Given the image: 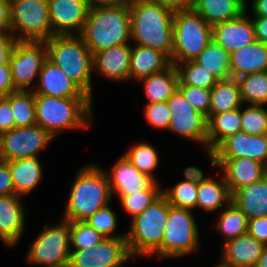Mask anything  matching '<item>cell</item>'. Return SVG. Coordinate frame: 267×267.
Listing matches in <instances>:
<instances>
[{"mask_svg": "<svg viewBox=\"0 0 267 267\" xmlns=\"http://www.w3.org/2000/svg\"><path fill=\"white\" fill-rule=\"evenodd\" d=\"M129 9L131 42L160 50L171 59L175 11L149 0H131Z\"/></svg>", "mask_w": 267, "mask_h": 267, "instance_id": "1", "label": "cell"}, {"mask_svg": "<svg viewBox=\"0 0 267 267\" xmlns=\"http://www.w3.org/2000/svg\"><path fill=\"white\" fill-rule=\"evenodd\" d=\"M92 54L131 41L129 3L120 6H91L80 34Z\"/></svg>", "mask_w": 267, "mask_h": 267, "instance_id": "2", "label": "cell"}, {"mask_svg": "<svg viewBox=\"0 0 267 267\" xmlns=\"http://www.w3.org/2000/svg\"><path fill=\"white\" fill-rule=\"evenodd\" d=\"M112 201L104 168L95 163L80 167L72 183L62 219L84 221Z\"/></svg>", "mask_w": 267, "mask_h": 267, "instance_id": "3", "label": "cell"}, {"mask_svg": "<svg viewBox=\"0 0 267 267\" xmlns=\"http://www.w3.org/2000/svg\"><path fill=\"white\" fill-rule=\"evenodd\" d=\"M92 100L35 94L36 124L54 138L66 130H87L94 123Z\"/></svg>", "mask_w": 267, "mask_h": 267, "instance_id": "4", "label": "cell"}, {"mask_svg": "<svg viewBox=\"0 0 267 267\" xmlns=\"http://www.w3.org/2000/svg\"><path fill=\"white\" fill-rule=\"evenodd\" d=\"M47 59L92 99L93 54L80 35H53L45 41Z\"/></svg>", "mask_w": 267, "mask_h": 267, "instance_id": "5", "label": "cell"}, {"mask_svg": "<svg viewBox=\"0 0 267 267\" xmlns=\"http://www.w3.org/2000/svg\"><path fill=\"white\" fill-rule=\"evenodd\" d=\"M169 203L161 195L139 215L131 219L126 241L133 258L150 257L161 246L167 223Z\"/></svg>", "mask_w": 267, "mask_h": 267, "instance_id": "6", "label": "cell"}, {"mask_svg": "<svg viewBox=\"0 0 267 267\" xmlns=\"http://www.w3.org/2000/svg\"><path fill=\"white\" fill-rule=\"evenodd\" d=\"M212 41L210 26L193 8L175 11L171 64L192 61Z\"/></svg>", "mask_w": 267, "mask_h": 267, "instance_id": "7", "label": "cell"}, {"mask_svg": "<svg viewBox=\"0 0 267 267\" xmlns=\"http://www.w3.org/2000/svg\"><path fill=\"white\" fill-rule=\"evenodd\" d=\"M199 228L193 211L169 204L161 246L152 254L160 258H181L200 247Z\"/></svg>", "mask_w": 267, "mask_h": 267, "instance_id": "8", "label": "cell"}, {"mask_svg": "<svg viewBox=\"0 0 267 267\" xmlns=\"http://www.w3.org/2000/svg\"><path fill=\"white\" fill-rule=\"evenodd\" d=\"M70 221L61 218L56 225L46 224L31 242L26 260L44 267H68L70 259Z\"/></svg>", "mask_w": 267, "mask_h": 267, "instance_id": "9", "label": "cell"}, {"mask_svg": "<svg viewBox=\"0 0 267 267\" xmlns=\"http://www.w3.org/2000/svg\"><path fill=\"white\" fill-rule=\"evenodd\" d=\"M9 2L11 33L17 41H47L54 35L49 18L48 0Z\"/></svg>", "mask_w": 267, "mask_h": 267, "instance_id": "10", "label": "cell"}, {"mask_svg": "<svg viewBox=\"0 0 267 267\" xmlns=\"http://www.w3.org/2000/svg\"><path fill=\"white\" fill-rule=\"evenodd\" d=\"M54 137L37 124L13 128L0 134V160L13 161L22 158L38 157Z\"/></svg>", "mask_w": 267, "mask_h": 267, "instance_id": "11", "label": "cell"}, {"mask_svg": "<svg viewBox=\"0 0 267 267\" xmlns=\"http://www.w3.org/2000/svg\"><path fill=\"white\" fill-rule=\"evenodd\" d=\"M47 59L45 41H16L9 57L12 80L17 90H29Z\"/></svg>", "mask_w": 267, "mask_h": 267, "instance_id": "12", "label": "cell"}, {"mask_svg": "<svg viewBox=\"0 0 267 267\" xmlns=\"http://www.w3.org/2000/svg\"><path fill=\"white\" fill-rule=\"evenodd\" d=\"M171 110L168 131L207 149L208 117L196 111L177 89L167 100Z\"/></svg>", "mask_w": 267, "mask_h": 267, "instance_id": "13", "label": "cell"}, {"mask_svg": "<svg viewBox=\"0 0 267 267\" xmlns=\"http://www.w3.org/2000/svg\"><path fill=\"white\" fill-rule=\"evenodd\" d=\"M70 251L68 267H123L134 259L126 238H105L94 247Z\"/></svg>", "mask_w": 267, "mask_h": 267, "instance_id": "14", "label": "cell"}, {"mask_svg": "<svg viewBox=\"0 0 267 267\" xmlns=\"http://www.w3.org/2000/svg\"><path fill=\"white\" fill-rule=\"evenodd\" d=\"M205 150L212 167L222 171L231 194L266 176L265 165L258 161L249 158H216L213 150Z\"/></svg>", "mask_w": 267, "mask_h": 267, "instance_id": "15", "label": "cell"}, {"mask_svg": "<svg viewBox=\"0 0 267 267\" xmlns=\"http://www.w3.org/2000/svg\"><path fill=\"white\" fill-rule=\"evenodd\" d=\"M49 18L54 35H80L90 4L88 0H48Z\"/></svg>", "mask_w": 267, "mask_h": 267, "instance_id": "16", "label": "cell"}, {"mask_svg": "<svg viewBox=\"0 0 267 267\" xmlns=\"http://www.w3.org/2000/svg\"><path fill=\"white\" fill-rule=\"evenodd\" d=\"M246 11L239 17L216 24L212 27V39L229 54L256 40L253 22Z\"/></svg>", "mask_w": 267, "mask_h": 267, "instance_id": "17", "label": "cell"}, {"mask_svg": "<svg viewBox=\"0 0 267 267\" xmlns=\"http://www.w3.org/2000/svg\"><path fill=\"white\" fill-rule=\"evenodd\" d=\"M216 158H249L265 165L267 134L249 135L243 131L226 138L215 150Z\"/></svg>", "mask_w": 267, "mask_h": 267, "instance_id": "18", "label": "cell"}, {"mask_svg": "<svg viewBox=\"0 0 267 267\" xmlns=\"http://www.w3.org/2000/svg\"><path fill=\"white\" fill-rule=\"evenodd\" d=\"M31 90L34 94L58 98H90L88 97L64 71L46 59L39 73L38 82Z\"/></svg>", "mask_w": 267, "mask_h": 267, "instance_id": "19", "label": "cell"}, {"mask_svg": "<svg viewBox=\"0 0 267 267\" xmlns=\"http://www.w3.org/2000/svg\"><path fill=\"white\" fill-rule=\"evenodd\" d=\"M22 200L17 194L0 196V241L8 247L16 246L26 230Z\"/></svg>", "mask_w": 267, "mask_h": 267, "instance_id": "20", "label": "cell"}, {"mask_svg": "<svg viewBox=\"0 0 267 267\" xmlns=\"http://www.w3.org/2000/svg\"><path fill=\"white\" fill-rule=\"evenodd\" d=\"M111 170V171H110ZM109 171L104 169L112 197L129 195L148 189L155 181L142 174L122 154Z\"/></svg>", "mask_w": 267, "mask_h": 267, "instance_id": "21", "label": "cell"}, {"mask_svg": "<svg viewBox=\"0 0 267 267\" xmlns=\"http://www.w3.org/2000/svg\"><path fill=\"white\" fill-rule=\"evenodd\" d=\"M132 45L113 46L93 54V71L114 82L129 80Z\"/></svg>", "mask_w": 267, "mask_h": 267, "instance_id": "22", "label": "cell"}, {"mask_svg": "<svg viewBox=\"0 0 267 267\" xmlns=\"http://www.w3.org/2000/svg\"><path fill=\"white\" fill-rule=\"evenodd\" d=\"M222 244L220 261L230 267H255L264 247L248 233Z\"/></svg>", "mask_w": 267, "mask_h": 267, "instance_id": "23", "label": "cell"}, {"mask_svg": "<svg viewBox=\"0 0 267 267\" xmlns=\"http://www.w3.org/2000/svg\"><path fill=\"white\" fill-rule=\"evenodd\" d=\"M170 65V58L162 51L132 43L129 80L138 82L167 69Z\"/></svg>", "mask_w": 267, "mask_h": 267, "instance_id": "24", "label": "cell"}, {"mask_svg": "<svg viewBox=\"0 0 267 267\" xmlns=\"http://www.w3.org/2000/svg\"><path fill=\"white\" fill-rule=\"evenodd\" d=\"M231 78L267 71V46L255 40L230 54Z\"/></svg>", "mask_w": 267, "mask_h": 267, "instance_id": "25", "label": "cell"}, {"mask_svg": "<svg viewBox=\"0 0 267 267\" xmlns=\"http://www.w3.org/2000/svg\"><path fill=\"white\" fill-rule=\"evenodd\" d=\"M232 202L248 220L267 216V175L260 181L238 189L232 194Z\"/></svg>", "mask_w": 267, "mask_h": 267, "instance_id": "26", "label": "cell"}, {"mask_svg": "<svg viewBox=\"0 0 267 267\" xmlns=\"http://www.w3.org/2000/svg\"><path fill=\"white\" fill-rule=\"evenodd\" d=\"M192 8L213 27L244 13L246 0H194Z\"/></svg>", "mask_w": 267, "mask_h": 267, "instance_id": "27", "label": "cell"}, {"mask_svg": "<svg viewBox=\"0 0 267 267\" xmlns=\"http://www.w3.org/2000/svg\"><path fill=\"white\" fill-rule=\"evenodd\" d=\"M15 193L24 198L41 182L43 168L39 157L8 161Z\"/></svg>", "mask_w": 267, "mask_h": 267, "instance_id": "28", "label": "cell"}, {"mask_svg": "<svg viewBox=\"0 0 267 267\" xmlns=\"http://www.w3.org/2000/svg\"><path fill=\"white\" fill-rule=\"evenodd\" d=\"M196 197V209H202L207 213L220 211L232 202V194L223 174L219 179L210 177L199 183Z\"/></svg>", "mask_w": 267, "mask_h": 267, "instance_id": "29", "label": "cell"}, {"mask_svg": "<svg viewBox=\"0 0 267 267\" xmlns=\"http://www.w3.org/2000/svg\"><path fill=\"white\" fill-rule=\"evenodd\" d=\"M144 86L147 103L167 101L178 87V74L171 64L167 69L139 80Z\"/></svg>", "mask_w": 267, "mask_h": 267, "instance_id": "30", "label": "cell"}, {"mask_svg": "<svg viewBox=\"0 0 267 267\" xmlns=\"http://www.w3.org/2000/svg\"><path fill=\"white\" fill-rule=\"evenodd\" d=\"M243 104L240 87L235 78L218 80L211 88L209 119L214 114L241 108Z\"/></svg>", "mask_w": 267, "mask_h": 267, "instance_id": "31", "label": "cell"}, {"mask_svg": "<svg viewBox=\"0 0 267 267\" xmlns=\"http://www.w3.org/2000/svg\"><path fill=\"white\" fill-rule=\"evenodd\" d=\"M241 131V108L214 114L208 120L207 149L215 150L226 138Z\"/></svg>", "mask_w": 267, "mask_h": 267, "instance_id": "32", "label": "cell"}, {"mask_svg": "<svg viewBox=\"0 0 267 267\" xmlns=\"http://www.w3.org/2000/svg\"><path fill=\"white\" fill-rule=\"evenodd\" d=\"M195 61L212 73L218 80L231 77L230 54L213 39Z\"/></svg>", "mask_w": 267, "mask_h": 267, "instance_id": "33", "label": "cell"}, {"mask_svg": "<svg viewBox=\"0 0 267 267\" xmlns=\"http://www.w3.org/2000/svg\"><path fill=\"white\" fill-rule=\"evenodd\" d=\"M222 210L215 229L221 233L224 242L247 234L248 218L233 202Z\"/></svg>", "mask_w": 267, "mask_h": 267, "instance_id": "34", "label": "cell"}, {"mask_svg": "<svg viewBox=\"0 0 267 267\" xmlns=\"http://www.w3.org/2000/svg\"><path fill=\"white\" fill-rule=\"evenodd\" d=\"M11 103L15 128L36 124L35 94L32 90H16L6 96Z\"/></svg>", "mask_w": 267, "mask_h": 267, "instance_id": "35", "label": "cell"}, {"mask_svg": "<svg viewBox=\"0 0 267 267\" xmlns=\"http://www.w3.org/2000/svg\"><path fill=\"white\" fill-rule=\"evenodd\" d=\"M244 105H267V71L236 78Z\"/></svg>", "mask_w": 267, "mask_h": 267, "instance_id": "36", "label": "cell"}, {"mask_svg": "<svg viewBox=\"0 0 267 267\" xmlns=\"http://www.w3.org/2000/svg\"><path fill=\"white\" fill-rule=\"evenodd\" d=\"M123 155L140 173L148 175L155 182H159L154 175L155 169L160 165L159 155L155 147L149 143L140 142L135 145L132 144Z\"/></svg>", "mask_w": 267, "mask_h": 267, "instance_id": "37", "label": "cell"}, {"mask_svg": "<svg viewBox=\"0 0 267 267\" xmlns=\"http://www.w3.org/2000/svg\"><path fill=\"white\" fill-rule=\"evenodd\" d=\"M178 74V85L211 89L218 79L195 60L173 64Z\"/></svg>", "mask_w": 267, "mask_h": 267, "instance_id": "38", "label": "cell"}, {"mask_svg": "<svg viewBox=\"0 0 267 267\" xmlns=\"http://www.w3.org/2000/svg\"><path fill=\"white\" fill-rule=\"evenodd\" d=\"M154 182L148 189L118 196L123 210L133 219L162 195V186Z\"/></svg>", "mask_w": 267, "mask_h": 267, "instance_id": "39", "label": "cell"}, {"mask_svg": "<svg viewBox=\"0 0 267 267\" xmlns=\"http://www.w3.org/2000/svg\"><path fill=\"white\" fill-rule=\"evenodd\" d=\"M197 189V183L183 180L168 190L162 189V195L171 206L193 211L196 208Z\"/></svg>", "mask_w": 267, "mask_h": 267, "instance_id": "40", "label": "cell"}, {"mask_svg": "<svg viewBox=\"0 0 267 267\" xmlns=\"http://www.w3.org/2000/svg\"><path fill=\"white\" fill-rule=\"evenodd\" d=\"M241 131L249 135L267 134V109L264 105H242Z\"/></svg>", "mask_w": 267, "mask_h": 267, "instance_id": "41", "label": "cell"}, {"mask_svg": "<svg viewBox=\"0 0 267 267\" xmlns=\"http://www.w3.org/2000/svg\"><path fill=\"white\" fill-rule=\"evenodd\" d=\"M117 213L110 207V204L97 210L93 215L86 218L84 221L94 228L105 238H126V232L114 233L117 228L118 220Z\"/></svg>", "mask_w": 267, "mask_h": 267, "instance_id": "42", "label": "cell"}, {"mask_svg": "<svg viewBox=\"0 0 267 267\" xmlns=\"http://www.w3.org/2000/svg\"><path fill=\"white\" fill-rule=\"evenodd\" d=\"M105 239L85 221L70 222V250H82L94 247Z\"/></svg>", "mask_w": 267, "mask_h": 267, "instance_id": "43", "label": "cell"}, {"mask_svg": "<svg viewBox=\"0 0 267 267\" xmlns=\"http://www.w3.org/2000/svg\"><path fill=\"white\" fill-rule=\"evenodd\" d=\"M177 89L196 111L206 115L209 120L211 89L188 85H178Z\"/></svg>", "mask_w": 267, "mask_h": 267, "instance_id": "44", "label": "cell"}, {"mask_svg": "<svg viewBox=\"0 0 267 267\" xmlns=\"http://www.w3.org/2000/svg\"><path fill=\"white\" fill-rule=\"evenodd\" d=\"M144 108V116L149 125L157 129L160 128L168 131L171 120V110L167 101L146 103Z\"/></svg>", "mask_w": 267, "mask_h": 267, "instance_id": "45", "label": "cell"}, {"mask_svg": "<svg viewBox=\"0 0 267 267\" xmlns=\"http://www.w3.org/2000/svg\"><path fill=\"white\" fill-rule=\"evenodd\" d=\"M251 237H254L264 245L267 244V216L257 217L248 220V232Z\"/></svg>", "mask_w": 267, "mask_h": 267, "instance_id": "46", "label": "cell"}, {"mask_svg": "<svg viewBox=\"0 0 267 267\" xmlns=\"http://www.w3.org/2000/svg\"><path fill=\"white\" fill-rule=\"evenodd\" d=\"M13 128H15V122L11 103L6 97L0 98V134Z\"/></svg>", "mask_w": 267, "mask_h": 267, "instance_id": "47", "label": "cell"}, {"mask_svg": "<svg viewBox=\"0 0 267 267\" xmlns=\"http://www.w3.org/2000/svg\"><path fill=\"white\" fill-rule=\"evenodd\" d=\"M15 188L13 185L9 165L0 160V196L13 195Z\"/></svg>", "mask_w": 267, "mask_h": 267, "instance_id": "48", "label": "cell"}, {"mask_svg": "<svg viewBox=\"0 0 267 267\" xmlns=\"http://www.w3.org/2000/svg\"><path fill=\"white\" fill-rule=\"evenodd\" d=\"M16 41L12 33H0V65H9V57Z\"/></svg>", "mask_w": 267, "mask_h": 267, "instance_id": "49", "label": "cell"}, {"mask_svg": "<svg viewBox=\"0 0 267 267\" xmlns=\"http://www.w3.org/2000/svg\"><path fill=\"white\" fill-rule=\"evenodd\" d=\"M9 65H0V98L16 91Z\"/></svg>", "mask_w": 267, "mask_h": 267, "instance_id": "50", "label": "cell"}, {"mask_svg": "<svg viewBox=\"0 0 267 267\" xmlns=\"http://www.w3.org/2000/svg\"><path fill=\"white\" fill-rule=\"evenodd\" d=\"M0 33H11L10 2L0 0Z\"/></svg>", "mask_w": 267, "mask_h": 267, "instance_id": "51", "label": "cell"}, {"mask_svg": "<svg viewBox=\"0 0 267 267\" xmlns=\"http://www.w3.org/2000/svg\"><path fill=\"white\" fill-rule=\"evenodd\" d=\"M255 29L256 40L267 46V17H251Z\"/></svg>", "mask_w": 267, "mask_h": 267, "instance_id": "52", "label": "cell"}, {"mask_svg": "<svg viewBox=\"0 0 267 267\" xmlns=\"http://www.w3.org/2000/svg\"><path fill=\"white\" fill-rule=\"evenodd\" d=\"M149 1L158 3L173 11L191 9L194 4V0H149Z\"/></svg>", "mask_w": 267, "mask_h": 267, "instance_id": "53", "label": "cell"}, {"mask_svg": "<svg viewBox=\"0 0 267 267\" xmlns=\"http://www.w3.org/2000/svg\"><path fill=\"white\" fill-rule=\"evenodd\" d=\"M184 181L193 183H201L208 180L210 177H205L203 171L196 166H188L183 171Z\"/></svg>", "mask_w": 267, "mask_h": 267, "instance_id": "54", "label": "cell"}, {"mask_svg": "<svg viewBox=\"0 0 267 267\" xmlns=\"http://www.w3.org/2000/svg\"><path fill=\"white\" fill-rule=\"evenodd\" d=\"M251 2L252 17H267V0H252Z\"/></svg>", "mask_w": 267, "mask_h": 267, "instance_id": "55", "label": "cell"}, {"mask_svg": "<svg viewBox=\"0 0 267 267\" xmlns=\"http://www.w3.org/2000/svg\"><path fill=\"white\" fill-rule=\"evenodd\" d=\"M90 6H120L130 3L131 0H88Z\"/></svg>", "mask_w": 267, "mask_h": 267, "instance_id": "56", "label": "cell"}, {"mask_svg": "<svg viewBox=\"0 0 267 267\" xmlns=\"http://www.w3.org/2000/svg\"><path fill=\"white\" fill-rule=\"evenodd\" d=\"M255 267H267V244L264 245L260 258Z\"/></svg>", "mask_w": 267, "mask_h": 267, "instance_id": "57", "label": "cell"}, {"mask_svg": "<svg viewBox=\"0 0 267 267\" xmlns=\"http://www.w3.org/2000/svg\"><path fill=\"white\" fill-rule=\"evenodd\" d=\"M214 267H230V266H228L227 264H225V263L219 261V263L216 264Z\"/></svg>", "mask_w": 267, "mask_h": 267, "instance_id": "58", "label": "cell"}, {"mask_svg": "<svg viewBox=\"0 0 267 267\" xmlns=\"http://www.w3.org/2000/svg\"><path fill=\"white\" fill-rule=\"evenodd\" d=\"M265 171H266V175H267V162L265 163Z\"/></svg>", "mask_w": 267, "mask_h": 267, "instance_id": "59", "label": "cell"}]
</instances>
